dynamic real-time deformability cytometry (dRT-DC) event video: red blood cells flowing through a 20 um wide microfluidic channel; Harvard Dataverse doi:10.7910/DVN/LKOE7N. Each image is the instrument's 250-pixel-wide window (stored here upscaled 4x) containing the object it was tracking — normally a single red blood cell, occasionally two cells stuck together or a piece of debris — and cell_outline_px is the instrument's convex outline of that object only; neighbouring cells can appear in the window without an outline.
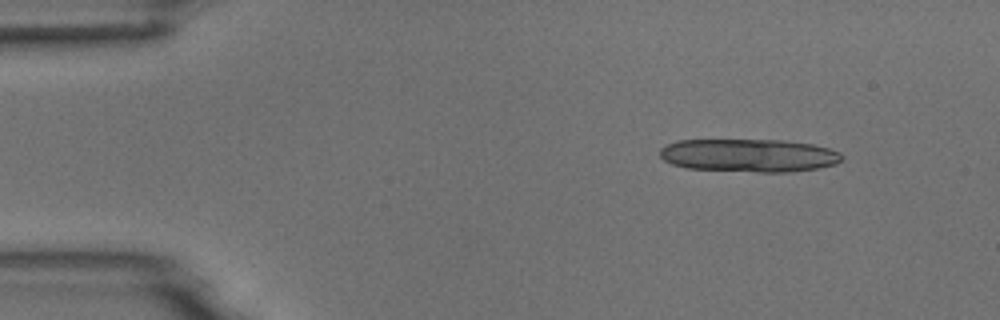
{"species": "common noctule bat (a hibernating species)", "species_latin": "Nyctalus noctula", "temperature_condition": "room temperature", "stored_images_in_passage": 6, "segment_of_instrument_passage": [1, 2], "camera_frame_rate_fps": 3000, "um_per_image_px": 0.085, "animal": {"sex": "male", "body_mass_g": 18.8}, "frame": {"image": 1, "passage_image": 1, "time_ms": 0.0, "image_size_px": [1000, 320], "cell_outline_px": [[844, 156], [836, 164], [820, 168], [788, 172], [756, 172], [688, 168], [672, 164], [664, 160], [660, 156], [660, 148], [676, 140], [784, 140], [812, 144], [828, 148], [840, 152]], "centroid_in_image_um": [63.68, 13.21], "position_along_channel_um": 21.3, "area_um2": 35.2}}